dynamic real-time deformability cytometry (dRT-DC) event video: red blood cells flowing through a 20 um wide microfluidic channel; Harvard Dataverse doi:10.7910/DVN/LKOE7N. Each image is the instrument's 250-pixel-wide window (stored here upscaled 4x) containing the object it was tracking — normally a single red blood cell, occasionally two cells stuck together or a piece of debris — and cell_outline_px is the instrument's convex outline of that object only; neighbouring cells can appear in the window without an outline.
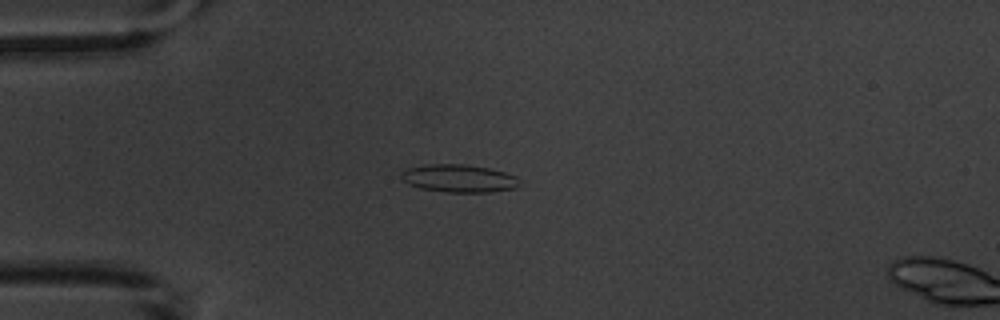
{"species": "common noctule bat (a hibernating species)", "species_latin": "Nyctalus noctula", "temperature_condition": "warm", "stored_images_in_passage": 4, "camera_frame_rate_fps": 3000, "um_per_image_px": 0.085, "animal": {"sex": "male", "body_mass_g": 20.1, "forearm_length_mm": 53.5}, "frame": {"image": 1, "passage_image": 3, "time_ms": 3.0, "image_size_px": [1000, 320], "cell_outline_px": [[516, 188], [492, 192], [448, 192], [420, 188], [408, 184], [400, 176], [400, 172], [408, 168], [424, 164], [464, 164], [488, 168], [504, 172], [516, 176]], "centroid_in_image_um": [38.95, 15.16], "position_along_channel_um": 46.1, "area_um2": 19.02}}